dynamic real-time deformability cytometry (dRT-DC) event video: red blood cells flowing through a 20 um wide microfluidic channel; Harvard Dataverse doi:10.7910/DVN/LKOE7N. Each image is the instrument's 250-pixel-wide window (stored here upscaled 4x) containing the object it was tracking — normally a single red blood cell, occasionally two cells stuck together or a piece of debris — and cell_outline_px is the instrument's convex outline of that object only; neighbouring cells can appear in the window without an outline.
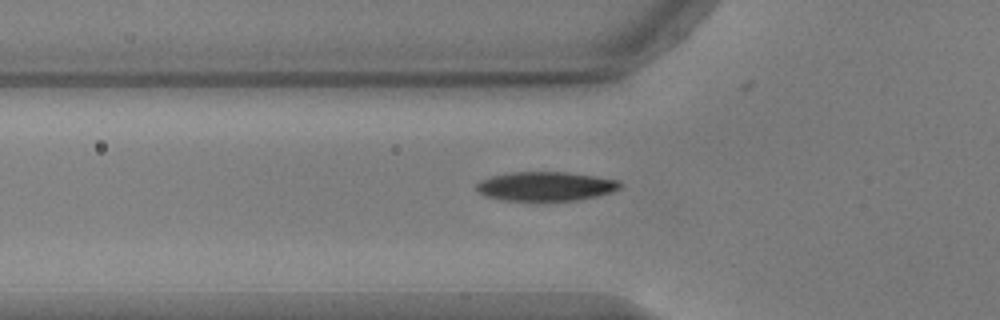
{"species": "common noctule bat (a hibernating species)", "species_latin": "Nyctalus noctula", "temperature_condition": "warm", "stored_images_in_passage": 54, "camera_frame_rate_fps": 3000, "um_per_image_px": 0.085, "animal": {"sex": "male", "body_mass_g": 17.9, "forearm_length_mm": 54.2}, "frame": {"image": 1, "passage_image": 18, "time_ms": 5.667, "image_size_px": [1000, 320], "cell_outline_px": [[620, 188], [612, 192], [596, 196], [576, 200], [544, 204], [504, 200], [484, 196], [476, 188], [476, 184], [480, 180], [492, 176], [512, 172], [568, 172], [596, 176], [620, 180]], "centroid_in_image_um": [46.37, 15.88], "position_along_channel_um": 79.4, "area_um2": 25.32}}
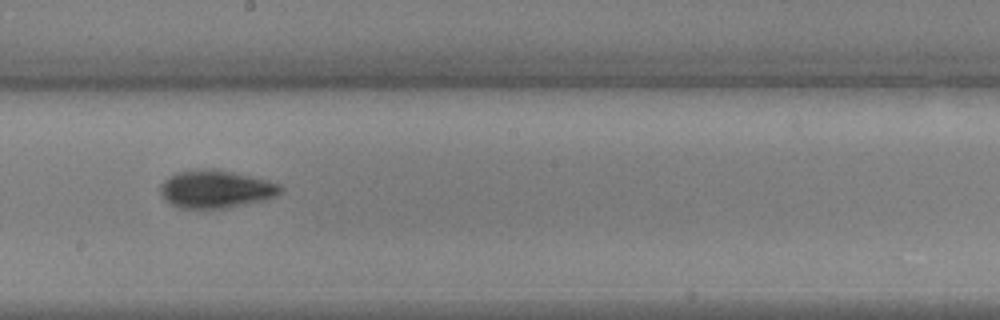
{"frame": {"image": 2, "passage_image": 30, "time_ms": 9.667, "image_size_px": [1000, 320], "cell_outline_px": [[284, 188], [276, 196], [264, 200], [224, 208], [180, 208], [172, 204], [160, 192], [160, 184], [168, 176], [180, 172], [204, 168], [212, 168], [232, 172], [280, 184]], "centroid_in_image_um": [18.34, 16.07], "position_along_channel_um": 229.9, "area_um2": 26.07}}
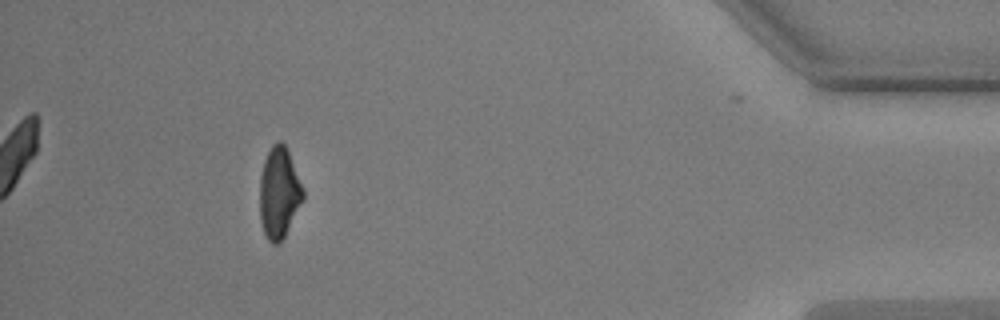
{"frame": {"image": 3, "passage_image": 49, "time_ms": 16.0, "image_size_px": [1000, 320], "cell_outline_px": [[304, 200], [280, 244], [272, 244], [268, 240], [264, 232], [260, 220], [260, 176], [264, 160], [272, 144], [280, 140], [284, 144], [288, 152], [304, 188]], "centroid_in_image_um": [23.73, 16.41], "position_along_channel_um": 411.5, "area_um2": 23.06}, "authors_computed_cell_mechanics": {"area_um2": 23.5535, "velocity_mm_per_s": 3.7349, "shape_relaxation_time_tau1_ms": 3.4317, "shape_relaxation_time_tau2_ms": 2.6046, "deformation_change_tau1": 0.1507, "deformation_change_tau2": 0.0737}}